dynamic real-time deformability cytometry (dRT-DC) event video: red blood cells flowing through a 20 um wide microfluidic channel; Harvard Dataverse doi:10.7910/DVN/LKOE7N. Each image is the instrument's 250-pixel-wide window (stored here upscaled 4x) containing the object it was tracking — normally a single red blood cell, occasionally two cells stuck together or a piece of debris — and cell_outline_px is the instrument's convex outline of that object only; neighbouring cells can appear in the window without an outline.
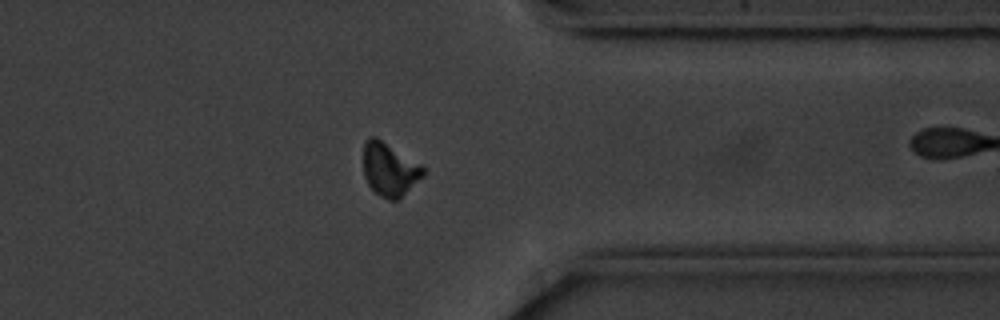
{"species": "common noctule bat (a hibernating species)", "species_latin": "Nyctalus noctula", "temperature_condition": "cold", "stored_images_in_passage": 46, "camera_frame_rate_fps": 3000, "um_per_image_px": 0.085, "animal": {"sex": "male", "body_mass_g": 20.1, "forearm_length_mm": 53.5}, "frame": {"image": 1, "passage_image": 33, "time_ms": 10.667, "image_size_px": [1000, 320], "cell_outline_px": [[424, 176], [396, 200], [388, 200], [380, 196], [368, 184], [364, 176], [364, 140], [372, 136], [376, 136], [424, 164]], "centroid_in_image_um": [33.13, 14.35], "position_along_channel_um": 378.3, "area_um2": 18.79}}
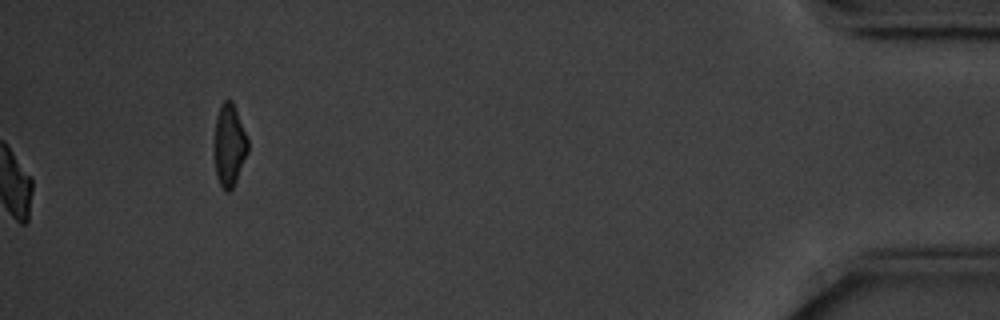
{"frame": {"image": 2, "passage_image": 46, "time_ms": 15.0, "image_size_px": [1000, 320], "cell_outline_px": [[248, 152], [236, 180], [232, 188], [228, 192], [224, 192], [220, 184], [216, 172], [216, 116], [220, 104], [224, 100], [232, 100], [248, 140]], "centroid_in_image_um": [19.51, 12.33], "position_along_channel_um": 415.7, "area_um2": 15.55}, "authors_computed_cell_mechanics": {"area_um2": 18.7272, "velocity_mm_per_s": 3.5168, "shape_relaxation_time_tau1_ms": 2.6224, "shape_relaxation_time_tau2_ms": null, "deformation_change_tau1": 0.1117, "deformation_change_tau2": null}}